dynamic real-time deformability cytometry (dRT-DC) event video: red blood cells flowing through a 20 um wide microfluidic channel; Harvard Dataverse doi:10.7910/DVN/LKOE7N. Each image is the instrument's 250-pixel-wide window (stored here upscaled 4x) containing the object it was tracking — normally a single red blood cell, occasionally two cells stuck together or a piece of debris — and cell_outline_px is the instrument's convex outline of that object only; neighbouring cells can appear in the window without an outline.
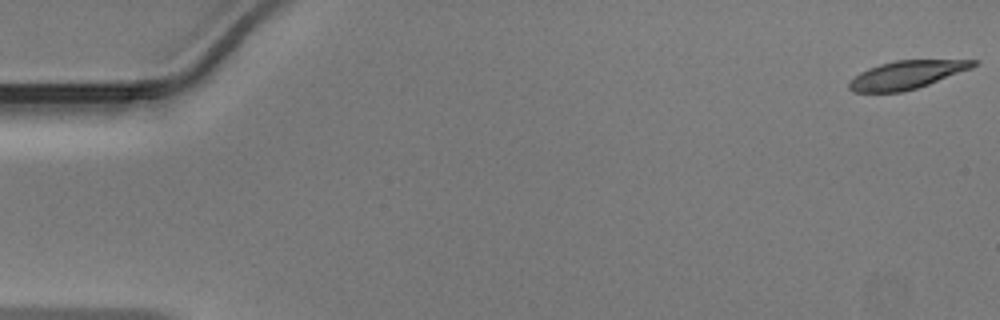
{"species": "Egyptian fruit bat (a non-hibernating species)", "species_latin": "Rousettus aegyptiacus", "temperature_condition": "warm", "stored_images_in_passage": 13, "camera_frame_rate_fps": 3000, "um_per_image_px": 0.085, "animal": {"sex": "male"}, "frame": {"image": 1, "passage_image": 1, "time_ms": 0.0, "image_size_px": [1000, 320], "cell_outline_px": [[980, 60], [972, 68], [928, 84], [916, 88], [900, 92], [852, 92], [848, 88], [848, 80], [860, 72], [868, 68], [880, 64], [896, 60]], "centroid_in_image_um": [77.01, 6.36], "position_along_channel_um": 8.0, "area_um2": 20.29}}